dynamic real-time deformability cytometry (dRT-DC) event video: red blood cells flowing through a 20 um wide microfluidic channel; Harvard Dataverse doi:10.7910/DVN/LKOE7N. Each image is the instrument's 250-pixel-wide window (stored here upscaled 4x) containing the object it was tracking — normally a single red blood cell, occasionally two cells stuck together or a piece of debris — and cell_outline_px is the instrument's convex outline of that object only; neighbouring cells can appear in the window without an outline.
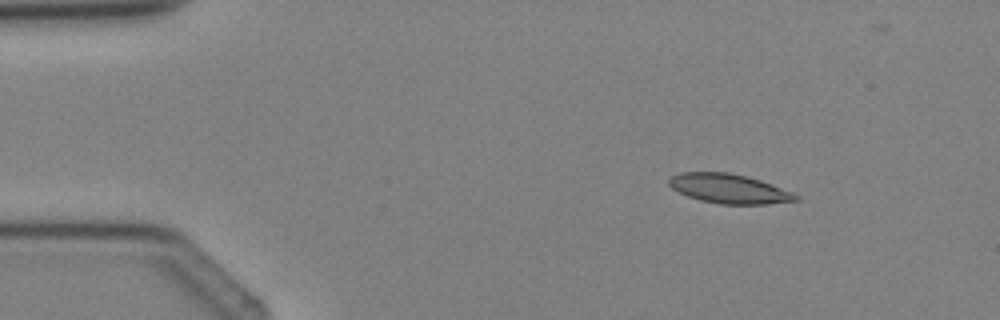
{"species": "Egyptian fruit bat (a non-hibernating species)", "species_latin": "Rousettus aegyptiacus", "temperature_condition": "cold", "stored_images_in_passage": 4, "camera_frame_rate_fps": 3000, "um_per_image_px": 0.085, "animal": {"sex": "female"}, "frame": {"image": 1, "passage_image": 2, "time_ms": 1.333, "image_size_px": [1000, 320], "cell_outline_px": [[800, 200], [764, 204], [720, 204], [700, 200], [688, 196], [672, 188], [668, 184], [668, 180], [672, 176], [680, 172], [728, 172], [760, 180], [792, 192], [800, 196]], "centroid_in_image_um": [61.96, 16.04], "position_along_channel_um": 23.0, "area_um2": 21.56}}
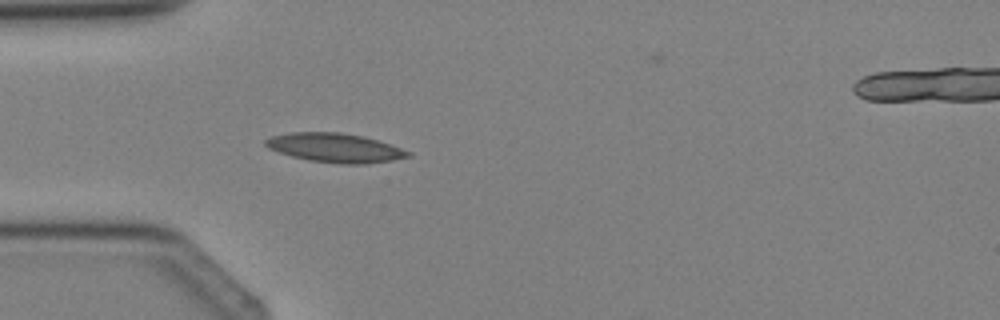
{"frame": {"image": 2, "passage_image": 3, "time_ms": 3.333, "image_size_px": [1000, 320], "cell_outline_px": [[412, 156], [392, 160], [368, 164], [340, 164], [308, 160], [292, 156], [268, 148], [264, 144], [264, 140], [272, 136], [292, 132], [340, 132], [364, 136], [412, 152]], "centroid_in_image_um": [28.48, 12.57], "position_along_channel_um": 56.5, "area_um2": 24.1}}